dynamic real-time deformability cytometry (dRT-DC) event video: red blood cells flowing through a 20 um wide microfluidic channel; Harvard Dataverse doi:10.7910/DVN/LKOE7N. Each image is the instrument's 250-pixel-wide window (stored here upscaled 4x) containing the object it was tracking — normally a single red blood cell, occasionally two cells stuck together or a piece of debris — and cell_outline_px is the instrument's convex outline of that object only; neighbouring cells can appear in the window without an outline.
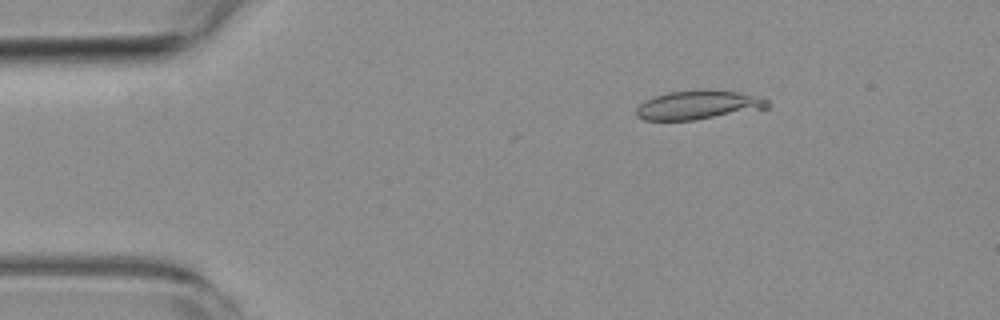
{"species": "common noctule bat (a hibernating species)", "species_latin": "Nyctalus noctula", "temperature_condition": "room temperature", "stored_images_in_passage": 4, "camera_frame_rate_fps": 3000, "um_per_image_px": 0.085, "animal": {"sex": "female", "body_mass_g": 19.3, "forearm_length_mm": 54.1}, "frame": {"image": 1, "passage_image": 2, "time_ms": 1.667, "image_size_px": [1000, 320], "cell_outline_px": [[768, 108], [692, 120], [644, 120], [636, 116], [636, 108], [644, 100], [668, 92], [700, 88], [708, 88], [764, 96], [768, 100]], "centroid_in_image_um": [59.37, 8.89], "position_along_channel_um": 25.6, "area_um2": 22.43}}